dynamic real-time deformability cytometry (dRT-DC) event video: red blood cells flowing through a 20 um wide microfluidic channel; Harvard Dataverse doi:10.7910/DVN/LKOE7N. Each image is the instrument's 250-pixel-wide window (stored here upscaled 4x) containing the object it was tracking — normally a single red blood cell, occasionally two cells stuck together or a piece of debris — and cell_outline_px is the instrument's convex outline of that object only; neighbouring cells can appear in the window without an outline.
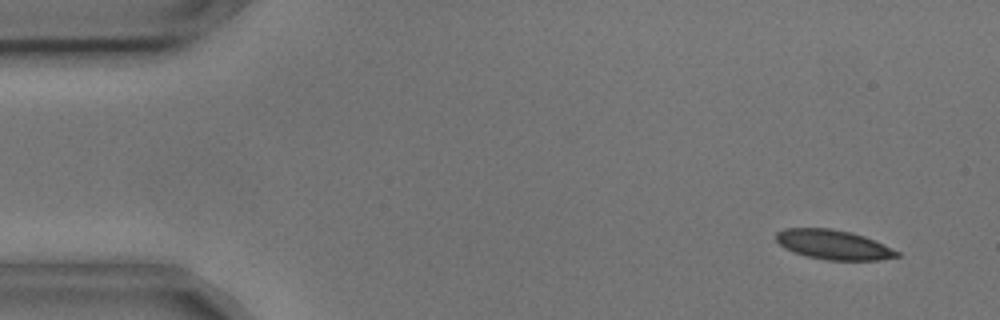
{"species": "common noctule bat (a hibernating species)", "species_latin": "Nyctalus noctula", "temperature_condition": "cold", "stored_images_in_passage": 8, "camera_frame_rate_fps": 3000, "um_per_image_px": 0.085, "animal": {"sex": "male", "body_mass_g": 17.9, "forearm_length_mm": 54.2}, "frame": {"image": 1, "passage_image": 4, "time_ms": 1.0, "image_size_px": [1000, 320], "cell_outline_px": [[900, 256], [880, 260], [828, 260], [808, 256], [792, 252], [784, 248], [776, 240], [776, 232], [784, 228], [828, 228], [852, 232], [864, 236], [900, 252]], "centroid_in_image_um": [70.82, 20.79], "position_along_channel_um": 14.2, "area_um2": 20.75}}